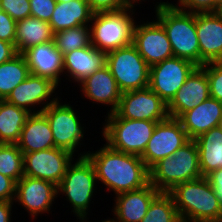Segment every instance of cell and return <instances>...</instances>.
Instances as JSON below:
<instances>
[{"instance_id": "obj_1", "label": "cell", "mask_w": 222, "mask_h": 222, "mask_svg": "<svg viewBox=\"0 0 222 222\" xmlns=\"http://www.w3.org/2000/svg\"><path fill=\"white\" fill-rule=\"evenodd\" d=\"M92 163L97 181L102 182L115 196L141 189L150 183L149 168L138 155L120 152L104 144L94 152L79 153Z\"/></svg>"}, {"instance_id": "obj_2", "label": "cell", "mask_w": 222, "mask_h": 222, "mask_svg": "<svg viewBox=\"0 0 222 222\" xmlns=\"http://www.w3.org/2000/svg\"><path fill=\"white\" fill-rule=\"evenodd\" d=\"M168 193L182 222H222V206L206 177L179 183Z\"/></svg>"}, {"instance_id": "obj_3", "label": "cell", "mask_w": 222, "mask_h": 222, "mask_svg": "<svg viewBox=\"0 0 222 222\" xmlns=\"http://www.w3.org/2000/svg\"><path fill=\"white\" fill-rule=\"evenodd\" d=\"M156 20L163 26L171 43L173 56L200 67V47L196 33V14L178 9L174 3L155 5Z\"/></svg>"}, {"instance_id": "obj_4", "label": "cell", "mask_w": 222, "mask_h": 222, "mask_svg": "<svg viewBox=\"0 0 222 222\" xmlns=\"http://www.w3.org/2000/svg\"><path fill=\"white\" fill-rule=\"evenodd\" d=\"M150 183L160 192H169L175 185L202 177L199 150L190 139L172 156L163 158L150 169Z\"/></svg>"}, {"instance_id": "obj_5", "label": "cell", "mask_w": 222, "mask_h": 222, "mask_svg": "<svg viewBox=\"0 0 222 222\" xmlns=\"http://www.w3.org/2000/svg\"><path fill=\"white\" fill-rule=\"evenodd\" d=\"M136 3L119 11L94 13L90 22L92 46L107 53L132 44Z\"/></svg>"}, {"instance_id": "obj_6", "label": "cell", "mask_w": 222, "mask_h": 222, "mask_svg": "<svg viewBox=\"0 0 222 222\" xmlns=\"http://www.w3.org/2000/svg\"><path fill=\"white\" fill-rule=\"evenodd\" d=\"M107 120V121H106ZM102 136L106 144L117 151L141 156L154 132L157 122L121 118L108 113Z\"/></svg>"}, {"instance_id": "obj_7", "label": "cell", "mask_w": 222, "mask_h": 222, "mask_svg": "<svg viewBox=\"0 0 222 222\" xmlns=\"http://www.w3.org/2000/svg\"><path fill=\"white\" fill-rule=\"evenodd\" d=\"M97 182L95 169L84 156L69 165L62 181L57 185V194H65L77 219L87 217Z\"/></svg>"}, {"instance_id": "obj_8", "label": "cell", "mask_w": 222, "mask_h": 222, "mask_svg": "<svg viewBox=\"0 0 222 222\" xmlns=\"http://www.w3.org/2000/svg\"><path fill=\"white\" fill-rule=\"evenodd\" d=\"M106 66L122 93L149 86L150 66L133 44L107 52Z\"/></svg>"}, {"instance_id": "obj_9", "label": "cell", "mask_w": 222, "mask_h": 222, "mask_svg": "<svg viewBox=\"0 0 222 222\" xmlns=\"http://www.w3.org/2000/svg\"><path fill=\"white\" fill-rule=\"evenodd\" d=\"M59 102L57 99L42 112L48 119L55 147L74 155L84 138V126L71 104Z\"/></svg>"}, {"instance_id": "obj_10", "label": "cell", "mask_w": 222, "mask_h": 222, "mask_svg": "<svg viewBox=\"0 0 222 222\" xmlns=\"http://www.w3.org/2000/svg\"><path fill=\"white\" fill-rule=\"evenodd\" d=\"M197 67L175 56L165 59L150 67L148 87L168 104Z\"/></svg>"}, {"instance_id": "obj_11", "label": "cell", "mask_w": 222, "mask_h": 222, "mask_svg": "<svg viewBox=\"0 0 222 222\" xmlns=\"http://www.w3.org/2000/svg\"><path fill=\"white\" fill-rule=\"evenodd\" d=\"M189 140L180 120L168 117L166 120L157 122L151 139L140 158L150 169L159 160L172 156Z\"/></svg>"}, {"instance_id": "obj_12", "label": "cell", "mask_w": 222, "mask_h": 222, "mask_svg": "<svg viewBox=\"0 0 222 222\" xmlns=\"http://www.w3.org/2000/svg\"><path fill=\"white\" fill-rule=\"evenodd\" d=\"M115 112L124 119L152 122L169 117L167 104L149 87L123 92Z\"/></svg>"}, {"instance_id": "obj_13", "label": "cell", "mask_w": 222, "mask_h": 222, "mask_svg": "<svg viewBox=\"0 0 222 222\" xmlns=\"http://www.w3.org/2000/svg\"><path fill=\"white\" fill-rule=\"evenodd\" d=\"M73 154L60 148H49L23 154L24 175L53 182L62 181L67 168L74 161Z\"/></svg>"}, {"instance_id": "obj_14", "label": "cell", "mask_w": 222, "mask_h": 222, "mask_svg": "<svg viewBox=\"0 0 222 222\" xmlns=\"http://www.w3.org/2000/svg\"><path fill=\"white\" fill-rule=\"evenodd\" d=\"M132 44L150 67L173 57L168 36L157 20L135 24Z\"/></svg>"}, {"instance_id": "obj_15", "label": "cell", "mask_w": 222, "mask_h": 222, "mask_svg": "<svg viewBox=\"0 0 222 222\" xmlns=\"http://www.w3.org/2000/svg\"><path fill=\"white\" fill-rule=\"evenodd\" d=\"M57 89L58 86L50 79L30 74L12 90L5 100L30 114L42 112L58 99V96L53 95ZM53 96L56 98H51ZM37 105L42 108L35 111L37 108L34 109V107Z\"/></svg>"}, {"instance_id": "obj_16", "label": "cell", "mask_w": 222, "mask_h": 222, "mask_svg": "<svg viewBox=\"0 0 222 222\" xmlns=\"http://www.w3.org/2000/svg\"><path fill=\"white\" fill-rule=\"evenodd\" d=\"M57 197V186L53 182L24 175L16 183L14 201L19 202L33 219L49 213Z\"/></svg>"}, {"instance_id": "obj_17", "label": "cell", "mask_w": 222, "mask_h": 222, "mask_svg": "<svg viewBox=\"0 0 222 222\" xmlns=\"http://www.w3.org/2000/svg\"><path fill=\"white\" fill-rule=\"evenodd\" d=\"M210 97L206 71L197 67L167 104L169 117L179 119L185 112L195 108Z\"/></svg>"}, {"instance_id": "obj_18", "label": "cell", "mask_w": 222, "mask_h": 222, "mask_svg": "<svg viewBox=\"0 0 222 222\" xmlns=\"http://www.w3.org/2000/svg\"><path fill=\"white\" fill-rule=\"evenodd\" d=\"M196 33L200 47V67L222 61V21L213 13H196Z\"/></svg>"}, {"instance_id": "obj_19", "label": "cell", "mask_w": 222, "mask_h": 222, "mask_svg": "<svg viewBox=\"0 0 222 222\" xmlns=\"http://www.w3.org/2000/svg\"><path fill=\"white\" fill-rule=\"evenodd\" d=\"M23 55L31 74L50 79L57 86L60 85V76L64 74V58L55 47L54 41L33 46L27 49Z\"/></svg>"}, {"instance_id": "obj_20", "label": "cell", "mask_w": 222, "mask_h": 222, "mask_svg": "<svg viewBox=\"0 0 222 222\" xmlns=\"http://www.w3.org/2000/svg\"><path fill=\"white\" fill-rule=\"evenodd\" d=\"M160 193L151 183L141 189L116 195L113 214L117 222H140L152 200Z\"/></svg>"}, {"instance_id": "obj_21", "label": "cell", "mask_w": 222, "mask_h": 222, "mask_svg": "<svg viewBox=\"0 0 222 222\" xmlns=\"http://www.w3.org/2000/svg\"><path fill=\"white\" fill-rule=\"evenodd\" d=\"M79 86L85 98L92 100L93 103L111 106L108 113H113L117 110L122 92L106 65L88 76Z\"/></svg>"}, {"instance_id": "obj_22", "label": "cell", "mask_w": 222, "mask_h": 222, "mask_svg": "<svg viewBox=\"0 0 222 222\" xmlns=\"http://www.w3.org/2000/svg\"><path fill=\"white\" fill-rule=\"evenodd\" d=\"M106 55L105 51L92 45L76 49L63 56L64 73L79 85L88 76L106 65Z\"/></svg>"}, {"instance_id": "obj_23", "label": "cell", "mask_w": 222, "mask_h": 222, "mask_svg": "<svg viewBox=\"0 0 222 222\" xmlns=\"http://www.w3.org/2000/svg\"><path fill=\"white\" fill-rule=\"evenodd\" d=\"M222 116V103L209 97L195 108L185 112L180 118L189 139L195 140L203 133L217 127Z\"/></svg>"}, {"instance_id": "obj_24", "label": "cell", "mask_w": 222, "mask_h": 222, "mask_svg": "<svg viewBox=\"0 0 222 222\" xmlns=\"http://www.w3.org/2000/svg\"><path fill=\"white\" fill-rule=\"evenodd\" d=\"M16 144L23 154L55 147L48 119L43 112L29 114Z\"/></svg>"}, {"instance_id": "obj_25", "label": "cell", "mask_w": 222, "mask_h": 222, "mask_svg": "<svg viewBox=\"0 0 222 222\" xmlns=\"http://www.w3.org/2000/svg\"><path fill=\"white\" fill-rule=\"evenodd\" d=\"M93 12L85 0L57 3L49 21L54 33L84 25H90Z\"/></svg>"}, {"instance_id": "obj_26", "label": "cell", "mask_w": 222, "mask_h": 222, "mask_svg": "<svg viewBox=\"0 0 222 222\" xmlns=\"http://www.w3.org/2000/svg\"><path fill=\"white\" fill-rule=\"evenodd\" d=\"M53 37L49 22L30 16L17 21L14 46L19 54H23L33 46L53 41Z\"/></svg>"}, {"instance_id": "obj_27", "label": "cell", "mask_w": 222, "mask_h": 222, "mask_svg": "<svg viewBox=\"0 0 222 222\" xmlns=\"http://www.w3.org/2000/svg\"><path fill=\"white\" fill-rule=\"evenodd\" d=\"M202 177L222 168V131L212 128L195 139Z\"/></svg>"}, {"instance_id": "obj_28", "label": "cell", "mask_w": 222, "mask_h": 222, "mask_svg": "<svg viewBox=\"0 0 222 222\" xmlns=\"http://www.w3.org/2000/svg\"><path fill=\"white\" fill-rule=\"evenodd\" d=\"M29 112L0 100V143L16 144Z\"/></svg>"}, {"instance_id": "obj_29", "label": "cell", "mask_w": 222, "mask_h": 222, "mask_svg": "<svg viewBox=\"0 0 222 222\" xmlns=\"http://www.w3.org/2000/svg\"><path fill=\"white\" fill-rule=\"evenodd\" d=\"M30 74L23 54L18 53L11 60L0 64V100H5Z\"/></svg>"}, {"instance_id": "obj_30", "label": "cell", "mask_w": 222, "mask_h": 222, "mask_svg": "<svg viewBox=\"0 0 222 222\" xmlns=\"http://www.w3.org/2000/svg\"><path fill=\"white\" fill-rule=\"evenodd\" d=\"M53 41L55 47L63 56L76 49L88 47L92 45L90 25L56 32L54 33Z\"/></svg>"}, {"instance_id": "obj_31", "label": "cell", "mask_w": 222, "mask_h": 222, "mask_svg": "<svg viewBox=\"0 0 222 222\" xmlns=\"http://www.w3.org/2000/svg\"><path fill=\"white\" fill-rule=\"evenodd\" d=\"M140 222H182L172 196L160 192L151 202L148 211Z\"/></svg>"}, {"instance_id": "obj_32", "label": "cell", "mask_w": 222, "mask_h": 222, "mask_svg": "<svg viewBox=\"0 0 222 222\" xmlns=\"http://www.w3.org/2000/svg\"><path fill=\"white\" fill-rule=\"evenodd\" d=\"M0 173L16 183L24 176L23 153L17 144L0 143Z\"/></svg>"}, {"instance_id": "obj_33", "label": "cell", "mask_w": 222, "mask_h": 222, "mask_svg": "<svg viewBox=\"0 0 222 222\" xmlns=\"http://www.w3.org/2000/svg\"><path fill=\"white\" fill-rule=\"evenodd\" d=\"M202 68L209 80L210 97L222 103V61L206 63Z\"/></svg>"}, {"instance_id": "obj_34", "label": "cell", "mask_w": 222, "mask_h": 222, "mask_svg": "<svg viewBox=\"0 0 222 222\" xmlns=\"http://www.w3.org/2000/svg\"><path fill=\"white\" fill-rule=\"evenodd\" d=\"M0 10L16 22L31 16L29 0H0Z\"/></svg>"}, {"instance_id": "obj_35", "label": "cell", "mask_w": 222, "mask_h": 222, "mask_svg": "<svg viewBox=\"0 0 222 222\" xmlns=\"http://www.w3.org/2000/svg\"><path fill=\"white\" fill-rule=\"evenodd\" d=\"M174 5L188 13L214 12L219 0H178Z\"/></svg>"}, {"instance_id": "obj_36", "label": "cell", "mask_w": 222, "mask_h": 222, "mask_svg": "<svg viewBox=\"0 0 222 222\" xmlns=\"http://www.w3.org/2000/svg\"><path fill=\"white\" fill-rule=\"evenodd\" d=\"M93 13L113 12L130 7L134 0H85Z\"/></svg>"}, {"instance_id": "obj_37", "label": "cell", "mask_w": 222, "mask_h": 222, "mask_svg": "<svg viewBox=\"0 0 222 222\" xmlns=\"http://www.w3.org/2000/svg\"><path fill=\"white\" fill-rule=\"evenodd\" d=\"M31 16L49 22L57 2L55 0H29Z\"/></svg>"}, {"instance_id": "obj_38", "label": "cell", "mask_w": 222, "mask_h": 222, "mask_svg": "<svg viewBox=\"0 0 222 222\" xmlns=\"http://www.w3.org/2000/svg\"><path fill=\"white\" fill-rule=\"evenodd\" d=\"M16 24L6 12L0 10V40L12 43L14 45L16 36Z\"/></svg>"}, {"instance_id": "obj_39", "label": "cell", "mask_w": 222, "mask_h": 222, "mask_svg": "<svg viewBox=\"0 0 222 222\" xmlns=\"http://www.w3.org/2000/svg\"><path fill=\"white\" fill-rule=\"evenodd\" d=\"M16 182L0 173V201H14Z\"/></svg>"}, {"instance_id": "obj_40", "label": "cell", "mask_w": 222, "mask_h": 222, "mask_svg": "<svg viewBox=\"0 0 222 222\" xmlns=\"http://www.w3.org/2000/svg\"><path fill=\"white\" fill-rule=\"evenodd\" d=\"M206 178L214 188L215 194L218 196L220 205L222 206V168L211 172Z\"/></svg>"}, {"instance_id": "obj_41", "label": "cell", "mask_w": 222, "mask_h": 222, "mask_svg": "<svg viewBox=\"0 0 222 222\" xmlns=\"http://www.w3.org/2000/svg\"><path fill=\"white\" fill-rule=\"evenodd\" d=\"M18 52L12 43L0 40V64L11 60Z\"/></svg>"}, {"instance_id": "obj_42", "label": "cell", "mask_w": 222, "mask_h": 222, "mask_svg": "<svg viewBox=\"0 0 222 222\" xmlns=\"http://www.w3.org/2000/svg\"><path fill=\"white\" fill-rule=\"evenodd\" d=\"M14 201H0V222H11Z\"/></svg>"}, {"instance_id": "obj_43", "label": "cell", "mask_w": 222, "mask_h": 222, "mask_svg": "<svg viewBox=\"0 0 222 222\" xmlns=\"http://www.w3.org/2000/svg\"><path fill=\"white\" fill-rule=\"evenodd\" d=\"M213 13L222 21V0H219Z\"/></svg>"}, {"instance_id": "obj_44", "label": "cell", "mask_w": 222, "mask_h": 222, "mask_svg": "<svg viewBox=\"0 0 222 222\" xmlns=\"http://www.w3.org/2000/svg\"><path fill=\"white\" fill-rule=\"evenodd\" d=\"M87 218H86V216L85 217H82V218H80L79 220L81 221V222H86L87 220H86ZM87 222H89V221H87ZM102 222H117L116 220H115V218H113V219H106V220H104V221H102Z\"/></svg>"}, {"instance_id": "obj_45", "label": "cell", "mask_w": 222, "mask_h": 222, "mask_svg": "<svg viewBox=\"0 0 222 222\" xmlns=\"http://www.w3.org/2000/svg\"><path fill=\"white\" fill-rule=\"evenodd\" d=\"M217 127L222 131V116H221V118L219 119V122H218Z\"/></svg>"}, {"instance_id": "obj_46", "label": "cell", "mask_w": 222, "mask_h": 222, "mask_svg": "<svg viewBox=\"0 0 222 222\" xmlns=\"http://www.w3.org/2000/svg\"><path fill=\"white\" fill-rule=\"evenodd\" d=\"M57 3H63V2H65V3H68V2H70V1H72V0H55Z\"/></svg>"}]
</instances>
